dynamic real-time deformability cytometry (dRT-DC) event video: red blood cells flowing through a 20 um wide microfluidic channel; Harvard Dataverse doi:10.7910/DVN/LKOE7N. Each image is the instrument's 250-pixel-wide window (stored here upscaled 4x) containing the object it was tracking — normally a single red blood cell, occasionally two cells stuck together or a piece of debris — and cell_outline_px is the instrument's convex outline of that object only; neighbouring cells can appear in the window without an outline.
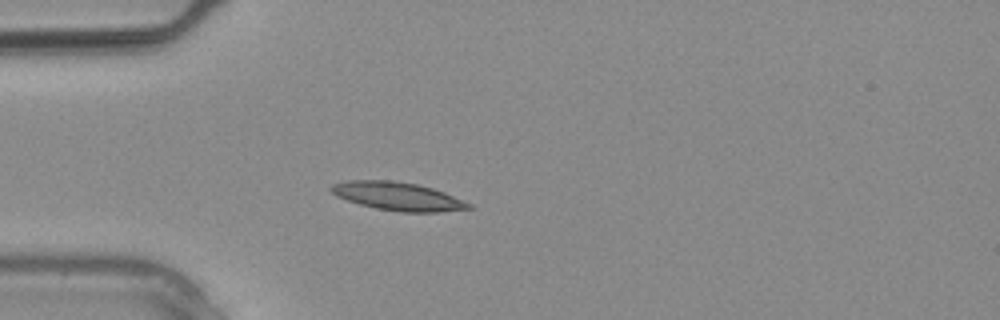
{"species": "common noctule bat (a hibernating species)", "species_latin": "Nyctalus noctula", "temperature_condition": "warm", "stored_images_in_passage": 22, "camera_frame_rate_fps": 3000, "um_per_image_px": 0.085, "animal": {"sex": "male", "body_mass_g": 20.4}, "frame": {"image": 1, "passage_image": 1, "time_ms": 0.0, "image_size_px": [1000, 320], "cell_outline_px": [[472, 208], [440, 212], [400, 212], [376, 208], [360, 204], [336, 196], [328, 188], [332, 184], [344, 180], [392, 180], [416, 184], [432, 188], [444, 192], [472, 204]], "centroid_in_image_um": [33.79, 16.68], "position_along_channel_um": 51.2, "area_um2": 22.66}}